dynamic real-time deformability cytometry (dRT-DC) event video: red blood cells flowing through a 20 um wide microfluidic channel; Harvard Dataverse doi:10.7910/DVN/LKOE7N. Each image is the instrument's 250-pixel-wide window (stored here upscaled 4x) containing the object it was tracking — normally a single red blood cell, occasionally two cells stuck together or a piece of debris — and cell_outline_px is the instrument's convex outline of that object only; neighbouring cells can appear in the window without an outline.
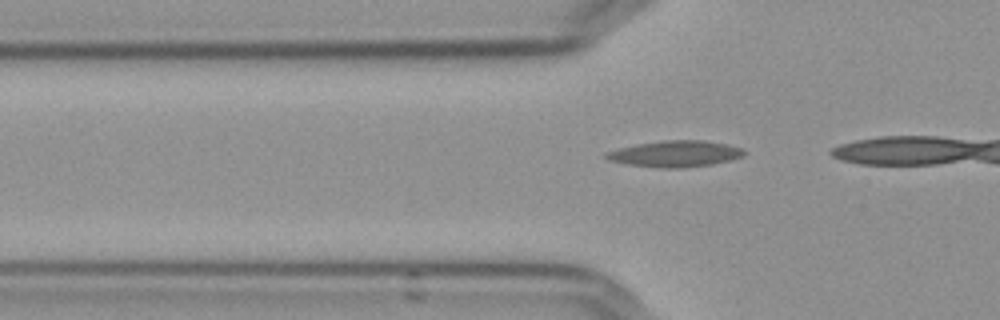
{"species": "Egyptian fruit bat (a non-hibernating species)", "species_latin": "Rousettus aegyptiacus", "temperature_condition": "cold", "stored_images_in_passage": 9, "camera_frame_rate_fps": 3000, "um_per_image_px": 0.085, "frame": {"image": 1, "passage_image": 3, "time_ms": 0.667, "image_size_px": [1000, 320], "cell_outline_px": [[744, 156], [712, 164], [680, 168], [660, 168], [628, 164], [608, 160], [604, 156], [608, 152], [620, 148], [636, 144], [664, 140], [704, 140], [728, 144], [740, 148], [744, 152]], "centroid_in_image_um": [57.39, 13.07], "position_along_channel_um": 68.4, "area_um2": 20.87}}
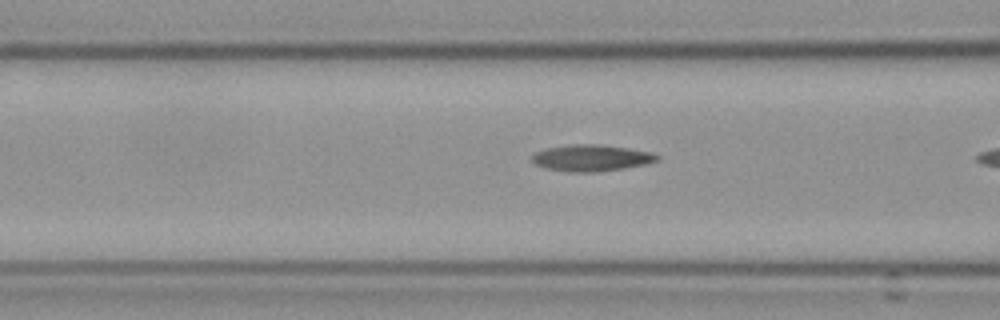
{"frame": {"image": 2, "passage_image": 7, "time_ms": 2.0, "image_size_px": [1000, 320], "cell_outline_px": [[660, 160], [644, 164], [620, 168], [592, 172], [568, 172], [548, 168], [536, 164], [532, 160], [532, 156], [536, 152], [548, 148], [568, 144], [600, 144], [628, 148], [652, 152], [660, 156]], "centroid_in_image_um": [50.28, 13.41], "position_along_channel_um": 116.3, "area_um2": 19.07}}